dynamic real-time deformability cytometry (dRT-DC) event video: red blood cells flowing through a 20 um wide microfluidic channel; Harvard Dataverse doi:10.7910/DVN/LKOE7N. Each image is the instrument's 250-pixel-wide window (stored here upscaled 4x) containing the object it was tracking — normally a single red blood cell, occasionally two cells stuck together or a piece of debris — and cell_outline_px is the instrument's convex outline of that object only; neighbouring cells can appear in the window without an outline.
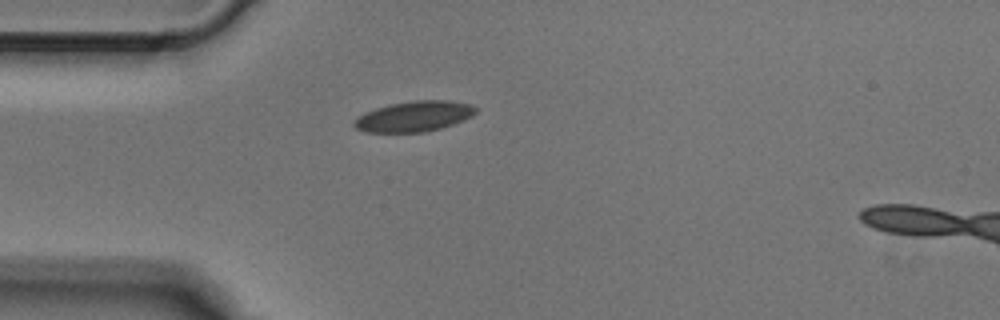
{"species": "Egyptian fruit bat (a non-hibernating species)", "species_latin": "Rousettus aegyptiacus", "temperature_condition": "cold", "stored_images_in_passage": 4, "camera_frame_rate_fps": 3000, "um_per_image_px": 0.085, "animal": {"sex": "male"}, "frame": {"image": 1, "passage_image": 4, "time_ms": 1.0, "image_size_px": [1000, 320], "cell_outline_px": [[476, 112], [472, 116], [464, 120], [440, 128], [424, 132], [364, 132], [356, 128], [352, 124], [352, 120], [356, 116], [364, 112], [388, 104], [412, 100], [448, 100], [472, 104], [476, 108]], "centroid_in_image_um": [35.15, 9.88], "position_along_channel_um": 49.8, "area_um2": 21.85}}